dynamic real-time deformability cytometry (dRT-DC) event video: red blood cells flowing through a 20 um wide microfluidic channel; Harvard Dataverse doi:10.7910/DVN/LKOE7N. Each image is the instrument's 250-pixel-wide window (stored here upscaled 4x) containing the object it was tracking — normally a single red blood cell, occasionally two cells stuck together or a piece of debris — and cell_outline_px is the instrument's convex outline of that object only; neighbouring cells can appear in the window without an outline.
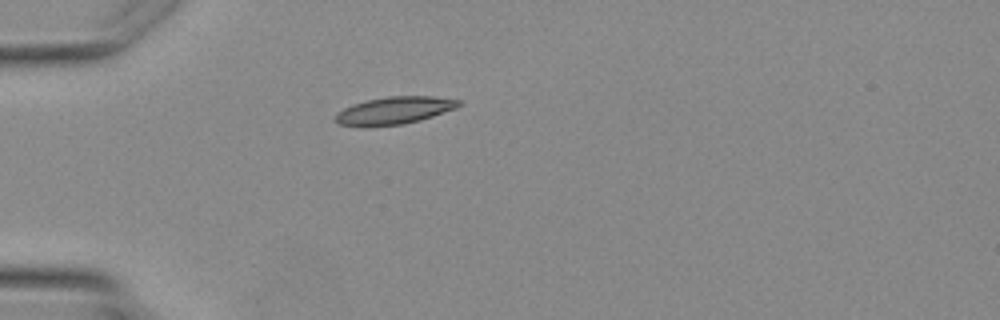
{"species": "Egyptian fruit bat (a non-hibernating species)", "species_latin": "Rousettus aegyptiacus", "temperature_condition": "warm", "stored_images_in_passage": 1, "camera_frame_rate_fps": 3000, "um_per_image_px": 0.085, "animal": {"sex": "female"}, "frame": {"image": 1, "passage_image": 1, "time_ms": 0.0, "image_size_px": [1000, 320], "cell_outline_px": [[464, 104], [456, 108], [420, 120], [404, 124], [364, 128], [336, 124], [332, 120], [336, 112], [352, 104], [368, 100], [388, 96], [432, 96], [460, 100]], "centroid_in_image_um": [33.44, 9.42], "position_along_channel_um": 51.6, "area_um2": 20.23}}